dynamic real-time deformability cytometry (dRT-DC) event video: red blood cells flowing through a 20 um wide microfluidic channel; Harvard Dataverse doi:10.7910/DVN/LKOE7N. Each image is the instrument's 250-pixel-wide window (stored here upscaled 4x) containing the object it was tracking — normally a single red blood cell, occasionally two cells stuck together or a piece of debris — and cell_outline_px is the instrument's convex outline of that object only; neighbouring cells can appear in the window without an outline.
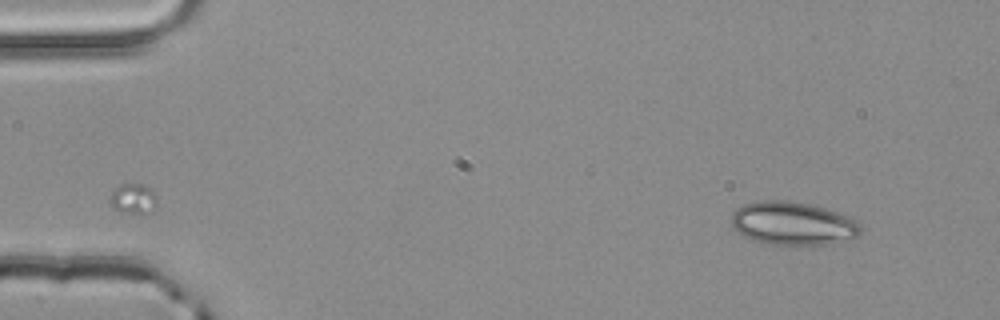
{"species": "common noctule bat (a hibernating species)", "species_latin": "Nyctalus noctula", "temperature_condition": "room temperature", "stored_images_in_passage": 3, "camera_frame_rate_fps": 3000, "um_per_image_px": 0.085, "animal": {"sex": "male", "body_mass_g": 20.4}, "frame": {"image": 1, "passage_image": 3, "time_ms": 0.667, "image_size_px": [1000, 320], "cell_outline_px": [[860, 232], [856, 236], [824, 244], [760, 244], [744, 236], [732, 228], [732, 212], [736, 208], [744, 204], [760, 200], [788, 200], [812, 204], [836, 212], [856, 220], [860, 224]], "centroid_in_image_um": [67.31, 18.97], "position_along_channel_um": 17.7, "area_um2": 32.43}}